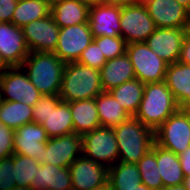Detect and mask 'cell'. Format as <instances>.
Here are the masks:
<instances>
[{"label":"cell","mask_w":190,"mask_h":190,"mask_svg":"<svg viewBox=\"0 0 190 190\" xmlns=\"http://www.w3.org/2000/svg\"><path fill=\"white\" fill-rule=\"evenodd\" d=\"M164 81L178 106L190 100V65L180 61L168 64Z\"/></svg>","instance_id":"cell-23"},{"label":"cell","mask_w":190,"mask_h":190,"mask_svg":"<svg viewBox=\"0 0 190 190\" xmlns=\"http://www.w3.org/2000/svg\"><path fill=\"white\" fill-rule=\"evenodd\" d=\"M42 127L47 132L49 138L60 137L74 133L72 114L68 102L61 100L56 95L49 102V114Z\"/></svg>","instance_id":"cell-19"},{"label":"cell","mask_w":190,"mask_h":190,"mask_svg":"<svg viewBox=\"0 0 190 190\" xmlns=\"http://www.w3.org/2000/svg\"><path fill=\"white\" fill-rule=\"evenodd\" d=\"M48 1L50 4H52L53 2L57 1V0H46Z\"/></svg>","instance_id":"cell-52"},{"label":"cell","mask_w":190,"mask_h":190,"mask_svg":"<svg viewBox=\"0 0 190 190\" xmlns=\"http://www.w3.org/2000/svg\"><path fill=\"white\" fill-rule=\"evenodd\" d=\"M176 1L190 11V0H176Z\"/></svg>","instance_id":"cell-47"},{"label":"cell","mask_w":190,"mask_h":190,"mask_svg":"<svg viewBox=\"0 0 190 190\" xmlns=\"http://www.w3.org/2000/svg\"><path fill=\"white\" fill-rule=\"evenodd\" d=\"M108 181L112 190H132L142 183L136 164L119 161L108 169Z\"/></svg>","instance_id":"cell-28"},{"label":"cell","mask_w":190,"mask_h":190,"mask_svg":"<svg viewBox=\"0 0 190 190\" xmlns=\"http://www.w3.org/2000/svg\"><path fill=\"white\" fill-rule=\"evenodd\" d=\"M39 166L36 160L31 157L14 154L13 173L17 190H29Z\"/></svg>","instance_id":"cell-32"},{"label":"cell","mask_w":190,"mask_h":190,"mask_svg":"<svg viewBox=\"0 0 190 190\" xmlns=\"http://www.w3.org/2000/svg\"><path fill=\"white\" fill-rule=\"evenodd\" d=\"M19 0H0V21L11 22Z\"/></svg>","instance_id":"cell-38"},{"label":"cell","mask_w":190,"mask_h":190,"mask_svg":"<svg viewBox=\"0 0 190 190\" xmlns=\"http://www.w3.org/2000/svg\"><path fill=\"white\" fill-rule=\"evenodd\" d=\"M104 92L100 72L78 62L66 63L59 96L66 102L94 99Z\"/></svg>","instance_id":"cell-4"},{"label":"cell","mask_w":190,"mask_h":190,"mask_svg":"<svg viewBox=\"0 0 190 190\" xmlns=\"http://www.w3.org/2000/svg\"><path fill=\"white\" fill-rule=\"evenodd\" d=\"M56 95H43L32 107V121L42 125L49 114V102Z\"/></svg>","instance_id":"cell-37"},{"label":"cell","mask_w":190,"mask_h":190,"mask_svg":"<svg viewBox=\"0 0 190 190\" xmlns=\"http://www.w3.org/2000/svg\"><path fill=\"white\" fill-rule=\"evenodd\" d=\"M154 137L155 144L179 155L190 146V123L178 109L154 131Z\"/></svg>","instance_id":"cell-9"},{"label":"cell","mask_w":190,"mask_h":190,"mask_svg":"<svg viewBox=\"0 0 190 190\" xmlns=\"http://www.w3.org/2000/svg\"><path fill=\"white\" fill-rule=\"evenodd\" d=\"M82 155L108 169L118 162V144L113 128L99 126L82 135Z\"/></svg>","instance_id":"cell-5"},{"label":"cell","mask_w":190,"mask_h":190,"mask_svg":"<svg viewBox=\"0 0 190 190\" xmlns=\"http://www.w3.org/2000/svg\"><path fill=\"white\" fill-rule=\"evenodd\" d=\"M72 190H91L108 181V168L84 157H78L70 166Z\"/></svg>","instance_id":"cell-17"},{"label":"cell","mask_w":190,"mask_h":190,"mask_svg":"<svg viewBox=\"0 0 190 190\" xmlns=\"http://www.w3.org/2000/svg\"><path fill=\"white\" fill-rule=\"evenodd\" d=\"M126 54L138 80L144 84L165 80L168 63L159 58L145 42L127 44Z\"/></svg>","instance_id":"cell-6"},{"label":"cell","mask_w":190,"mask_h":190,"mask_svg":"<svg viewBox=\"0 0 190 190\" xmlns=\"http://www.w3.org/2000/svg\"><path fill=\"white\" fill-rule=\"evenodd\" d=\"M156 160L163 187L183 184L185 177L178 155L156 144Z\"/></svg>","instance_id":"cell-26"},{"label":"cell","mask_w":190,"mask_h":190,"mask_svg":"<svg viewBox=\"0 0 190 190\" xmlns=\"http://www.w3.org/2000/svg\"><path fill=\"white\" fill-rule=\"evenodd\" d=\"M160 190H186L183 184L162 187Z\"/></svg>","instance_id":"cell-44"},{"label":"cell","mask_w":190,"mask_h":190,"mask_svg":"<svg viewBox=\"0 0 190 190\" xmlns=\"http://www.w3.org/2000/svg\"><path fill=\"white\" fill-rule=\"evenodd\" d=\"M99 2H102L105 4L126 5L130 3H134V0H99Z\"/></svg>","instance_id":"cell-42"},{"label":"cell","mask_w":190,"mask_h":190,"mask_svg":"<svg viewBox=\"0 0 190 190\" xmlns=\"http://www.w3.org/2000/svg\"><path fill=\"white\" fill-rule=\"evenodd\" d=\"M99 72L104 91H109L124 82L136 78L133 65L126 53L107 60Z\"/></svg>","instance_id":"cell-21"},{"label":"cell","mask_w":190,"mask_h":190,"mask_svg":"<svg viewBox=\"0 0 190 190\" xmlns=\"http://www.w3.org/2000/svg\"><path fill=\"white\" fill-rule=\"evenodd\" d=\"M178 109L190 123V100L180 104Z\"/></svg>","instance_id":"cell-41"},{"label":"cell","mask_w":190,"mask_h":190,"mask_svg":"<svg viewBox=\"0 0 190 190\" xmlns=\"http://www.w3.org/2000/svg\"><path fill=\"white\" fill-rule=\"evenodd\" d=\"M33 107L23 102L0 99V122L14 131L24 124L32 122Z\"/></svg>","instance_id":"cell-30"},{"label":"cell","mask_w":190,"mask_h":190,"mask_svg":"<svg viewBox=\"0 0 190 190\" xmlns=\"http://www.w3.org/2000/svg\"><path fill=\"white\" fill-rule=\"evenodd\" d=\"M180 62L190 65V37L185 35L183 46L181 49Z\"/></svg>","instance_id":"cell-40"},{"label":"cell","mask_w":190,"mask_h":190,"mask_svg":"<svg viewBox=\"0 0 190 190\" xmlns=\"http://www.w3.org/2000/svg\"><path fill=\"white\" fill-rule=\"evenodd\" d=\"M29 190H72L69 167L42 164L29 186Z\"/></svg>","instance_id":"cell-20"},{"label":"cell","mask_w":190,"mask_h":190,"mask_svg":"<svg viewBox=\"0 0 190 190\" xmlns=\"http://www.w3.org/2000/svg\"><path fill=\"white\" fill-rule=\"evenodd\" d=\"M145 84L134 78L116 86L108 92L119 102L130 116H135L144 94Z\"/></svg>","instance_id":"cell-27"},{"label":"cell","mask_w":190,"mask_h":190,"mask_svg":"<svg viewBox=\"0 0 190 190\" xmlns=\"http://www.w3.org/2000/svg\"><path fill=\"white\" fill-rule=\"evenodd\" d=\"M50 13L51 4L46 0H19L13 13L12 23L22 28Z\"/></svg>","instance_id":"cell-29"},{"label":"cell","mask_w":190,"mask_h":190,"mask_svg":"<svg viewBox=\"0 0 190 190\" xmlns=\"http://www.w3.org/2000/svg\"><path fill=\"white\" fill-rule=\"evenodd\" d=\"M14 169V154L0 160V190H17Z\"/></svg>","instance_id":"cell-35"},{"label":"cell","mask_w":190,"mask_h":190,"mask_svg":"<svg viewBox=\"0 0 190 190\" xmlns=\"http://www.w3.org/2000/svg\"><path fill=\"white\" fill-rule=\"evenodd\" d=\"M29 52H54L57 47L60 27L51 13L22 27Z\"/></svg>","instance_id":"cell-11"},{"label":"cell","mask_w":190,"mask_h":190,"mask_svg":"<svg viewBox=\"0 0 190 190\" xmlns=\"http://www.w3.org/2000/svg\"><path fill=\"white\" fill-rule=\"evenodd\" d=\"M78 63L100 70L102 66L107 62L104 54L100 50V47L92 41L89 46L81 53Z\"/></svg>","instance_id":"cell-34"},{"label":"cell","mask_w":190,"mask_h":190,"mask_svg":"<svg viewBox=\"0 0 190 190\" xmlns=\"http://www.w3.org/2000/svg\"><path fill=\"white\" fill-rule=\"evenodd\" d=\"M140 172L141 182L152 190H160L163 181L156 160V144L136 163Z\"/></svg>","instance_id":"cell-31"},{"label":"cell","mask_w":190,"mask_h":190,"mask_svg":"<svg viewBox=\"0 0 190 190\" xmlns=\"http://www.w3.org/2000/svg\"><path fill=\"white\" fill-rule=\"evenodd\" d=\"M121 5L97 2L89 8L88 23L93 37L120 36Z\"/></svg>","instance_id":"cell-16"},{"label":"cell","mask_w":190,"mask_h":190,"mask_svg":"<svg viewBox=\"0 0 190 190\" xmlns=\"http://www.w3.org/2000/svg\"><path fill=\"white\" fill-rule=\"evenodd\" d=\"M132 190H152L150 189L147 185L141 183V185H139L138 187H135V189Z\"/></svg>","instance_id":"cell-49"},{"label":"cell","mask_w":190,"mask_h":190,"mask_svg":"<svg viewBox=\"0 0 190 190\" xmlns=\"http://www.w3.org/2000/svg\"><path fill=\"white\" fill-rule=\"evenodd\" d=\"M145 7L156 28H186L190 11L176 0H150Z\"/></svg>","instance_id":"cell-15"},{"label":"cell","mask_w":190,"mask_h":190,"mask_svg":"<svg viewBox=\"0 0 190 190\" xmlns=\"http://www.w3.org/2000/svg\"><path fill=\"white\" fill-rule=\"evenodd\" d=\"M185 35L186 28H156L145 43L168 64L176 63L180 60Z\"/></svg>","instance_id":"cell-14"},{"label":"cell","mask_w":190,"mask_h":190,"mask_svg":"<svg viewBox=\"0 0 190 190\" xmlns=\"http://www.w3.org/2000/svg\"><path fill=\"white\" fill-rule=\"evenodd\" d=\"M120 36L127 44L145 42L156 26L144 4L121 5Z\"/></svg>","instance_id":"cell-7"},{"label":"cell","mask_w":190,"mask_h":190,"mask_svg":"<svg viewBox=\"0 0 190 190\" xmlns=\"http://www.w3.org/2000/svg\"><path fill=\"white\" fill-rule=\"evenodd\" d=\"M90 6L76 0H57L51 4V15L60 27L88 23Z\"/></svg>","instance_id":"cell-22"},{"label":"cell","mask_w":190,"mask_h":190,"mask_svg":"<svg viewBox=\"0 0 190 190\" xmlns=\"http://www.w3.org/2000/svg\"><path fill=\"white\" fill-rule=\"evenodd\" d=\"M93 41L100 47V50L104 54L106 60L116 58L117 56L126 53L127 43L121 36L109 37H93Z\"/></svg>","instance_id":"cell-33"},{"label":"cell","mask_w":190,"mask_h":190,"mask_svg":"<svg viewBox=\"0 0 190 190\" xmlns=\"http://www.w3.org/2000/svg\"><path fill=\"white\" fill-rule=\"evenodd\" d=\"M178 108L165 81L147 83L139 109L134 117L155 131Z\"/></svg>","instance_id":"cell-3"},{"label":"cell","mask_w":190,"mask_h":190,"mask_svg":"<svg viewBox=\"0 0 190 190\" xmlns=\"http://www.w3.org/2000/svg\"><path fill=\"white\" fill-rule=\"evenodd\" d=\"M94 99L101 126L114 128L130 117L108 91L100 93Z\"/></svg>","instance_id":"cell-25"},{"label":"cell","mask_w":190,"mask_h":190,"mask_svg":"<svg viewBox=\"0 0 190 190\" xmlns=\"http://www.w3.org/2000/svg\"><path fill=\"white\" fill-rule=\"evenodd\" d=\"M76 1L84 3L90 7L94 4H96L97 2H99V0H76Z\"/></svg>","instance_id":"cell-46"},{"label":"cell","mask_w":190,"mask_h":190,"mask_svg":"<svg viewBox=\"0 0 190 190\" xmlns=\"http://www.w3.org/2000/svg\"><path fill=\"white\" fill-rule=\"evenodd\" d=\"M14 130L0 122V160L14 154Z\"/></svg>","instance_id":"cell-36"},{"label":"cell","mask_w":190,"mask_h":190,"mask_svg":"<svg viewBox=\"0 0 190 190\" xmlns=\"http://www.w3.org/2000/svg\"><path fill=\"white\" fill-rule=\"evenodd\" d=\"M148 1L150 0H134V3L145 4Z\"/></svg>","instance_id":"cell-51"},{"label":"cell","mask_w":190,"mask_h":190,"mask_svg":"<svg viewBox=\"0 0 190 190\" xmlns=\"http://www.w3.org/2000/svg\"><path fill=\"white\" fill-rule=\"evenodd\" d=\"M93 41L89 23L72 25L59 30L54 53L64 62H77L81 53Z\"/></svg>","instance_id":"cell-10"},{"label":"cell","mask_w":190,"mask_h":190,"mask_svg":"<svg viewBox=\"0 0 190 190\" xmlns=\"http://www.w3.org/2000/svg\"><path fill=\"white\" fill-rule=\"evenodd\" d=\"M0 53L10 66H21L29 55L23 30L11 22L0 23Z\"/></svg>","instance_id":"cell-18"},{"label":"cell","mask_w":190,"mask_h":190,"mask_svg":"<svg viewBox=\"0 0 190 190\" xmlns=\"http://www.w3.org/2000/svg\"><path fill=\"white\" fill-rule=\"evenodd\" d=\"M184 177L190 176V146L178 155Z\"/></svg>","instance_id":"cell-39"},{"label":"cell","mask_w":190,"mask_h":190,"mask_svg":"<svg viewBox=\"0 0 190 190\" xmlns=\"http://www.w3.org/2000/svg\"><path fill=\"white\" fill-rule=\"evenodd\" d=\"M65 66L54 52H30L21 65L42 95L59 94Z\"/></svg>","instance_id":"cell-1"},{"label":"cell","mask_w":190,"mask_h":190,"mask_svg":"<svg viewBox=\"0 0 190 190\" xmlns=\"http://www.w3.org/2000/svg\"><path fill=\"white\" fill-rule=\"evenodd\" d=\"M186 35H187L188 37H190V19H189V21H188V23H187V26H186Z\"/></svg>","instance_id":"cell-50"},{"label":"cell","mask_w":190,"mask_h":190,"mask_svg":"<svg viewBox=\"0 0 190 190\" xmlns=\"http://www.w3.org/2000/svg\"><path fill=\"white\" fill-rule=\"evenodd\" d=\"M22 70L21 66L9 67L0 75V99L33 106L43 95Z\"/></svg>","instance_id":"cell-8"},{"label":"cell","mask_w":190,"mask_h":190,"mask_svg":"<svg viewBox=\"0 0 190 190\" xmlns=\"http://www.w3.org/2000/svg\"><path fill=\"white\" fill-rule=\"evenodd\" d=\"M73 120L74 133L83 135L101 126L95 99L68 102Z\"/></svg>","instance_id":"cell-24"},{"label":"cell","mask_w":190,"mask_h":190,"mask_svg":"<svg viewBox=\"0 0 190 190\" xmlns=\"http://www.w3.org/2000/svg\"><path fill=\"white\" fill-rule=\"evenodd\" d=\"M183 186L185 187L186 190H190V176L185 177L183 181Z\"/></svg>","instance_id":"cell-48"},{"label":"cell","mask_w":190,"mask_h":190,"mask_svg":"<svg viewBox=\"0 0 190 190\" xmlns=\"http://www.w3.org/2000/svg\"><path fill=\"white\" fill-rule=\"evenodd\" d=\"M91 190H112V187H111L109 181H107L106 183H104L98 187H95L94 189H91Z\"/></svg>","instance_id":"cell-45"},{"label":"cell","mask_w":190,"mask_h":190,"mask_svg":"<svg viewBox=\"0 0 190 190\" xmlns=\"http://www.w3.org/2000/svg\"><path fill=\"white\" fill-rule=\"evenodd\" d=\"M82 156V135L71 133L60 137L49 138L43 153V164L58 167H69Z\"/></svg>","instance_id":"cell-12"},{"label":"cell","mask_w":190,"mask_h":190,"mask_svg":"<svg viewBox=\"0 0 190 190\" xmlns=\"http://www.w3.org/2000/svg\"><path fill=\"white\" fill-rule=\"evenodd\" d=\"M10 66L5 62L1 53H0V75L6 71Z\"/></svg>","instance_id":"cell-43"},{"label":"cell","mask_w":190,"mask_h":190,"mask_svg":"<svg viewBox=\"0 0 190 190\" xmlns=\"http://www.w3.org/2000/svg\"><path fill=\"white\" fill-rule=\"evenodd\" d=\"M118 144V161L136 164L155 143L154 131L134 116L113 128Z\"/></svg>","instance_id":"cell-2"},{"label":"cell","mask_w":190,"mask_h":190,"mask_svg":"<svg viewBox=\"0 0 190 190\" xmlns=\"http://www.w3.org/2000/svg\"><path fill=\"white\" fill-rule=\"evenodd\" d=\"M14 133V154L31 157L42 165L44 149L49 140L42 125L32 121L17 128Z\"/></svg>","instance_id":"cell-13"}]
</instances>
